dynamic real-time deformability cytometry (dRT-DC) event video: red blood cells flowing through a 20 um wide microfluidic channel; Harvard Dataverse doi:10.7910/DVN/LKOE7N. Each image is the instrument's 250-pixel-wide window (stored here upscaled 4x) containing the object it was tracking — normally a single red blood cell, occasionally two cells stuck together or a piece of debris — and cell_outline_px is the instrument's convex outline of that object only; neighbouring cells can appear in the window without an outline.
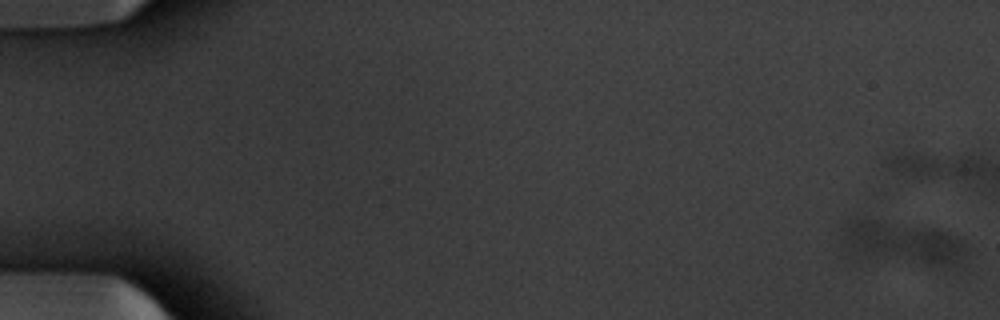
{"species": "common noctule bat (a hibernating species)", "species_latin": "Nyctalus noctula", "temperature_condition": "warm", "stored_images_in_passage": 11, "camera_frame_rate_fps": 3000, "um_per_image_px": 0.085, "animal": {"sex": "male", "body_mass_g": 20.1, "forearm_length_mm": 53.5}, "frame": {"image": 1, "passage_image": 1, "time_ms": 0.0, "image_size_px": [1000, 320], "cell_outline_px": [[964, 256], [960, 260], [948, 264], [936, 264], [848, 260], [844, 256], [840, 244], [840, 224], [848, 220], [864, 216], [872, 216], [936, 228], [960, 240], [964, 244]], "centroid_in_image_um": [76.29, 20.59], "position_along_channel_um": 8.7, "area_um2": 33.58}}